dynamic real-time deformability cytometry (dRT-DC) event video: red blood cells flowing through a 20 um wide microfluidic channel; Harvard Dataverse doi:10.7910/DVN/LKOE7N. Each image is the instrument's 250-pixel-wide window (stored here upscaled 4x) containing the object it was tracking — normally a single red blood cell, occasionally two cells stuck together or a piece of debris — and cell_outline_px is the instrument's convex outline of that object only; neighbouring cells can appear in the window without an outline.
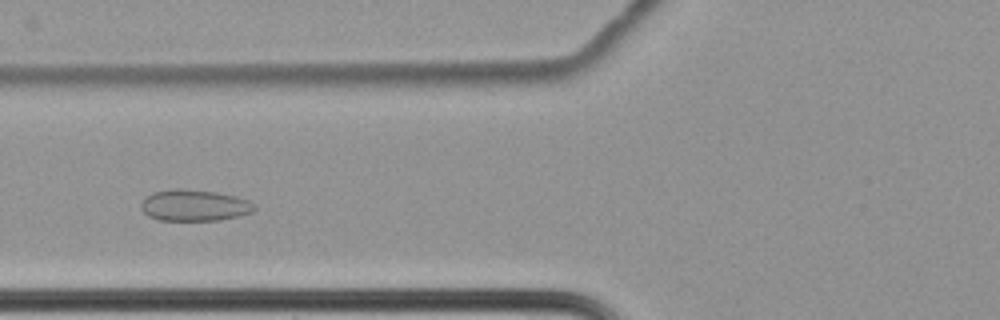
{"species": "common noctule bat (a hibernating species)", "species_latin": "Nyctalus noctula", "temperature_condition": "cold", "stored_images_in_passage": 60, "camera_frame_rate_fps": 3000, "um_per_image_px": 0.085, "animal": {"sex": "female", "body_mass_g": 22.7, "forearm_length_mm": 54.2}, "frame": {"image": 1, "passage_image": 23, "time_ms": 7.333, "image_size_px": [1000, 320], "cell_outline_px": [[256, 208], [252, 212], [240, 216], [220, 220], [160, 220], [148, 216], [140, 208], [140, 204], [152, 192], [176, 188], [180, 188], [216, 192], [236, 196], [248, 200]], "centroid_in_image_um": [16.52, 17.45], "position_along_channel_um": 109.3, "area_um2": 20.69}}
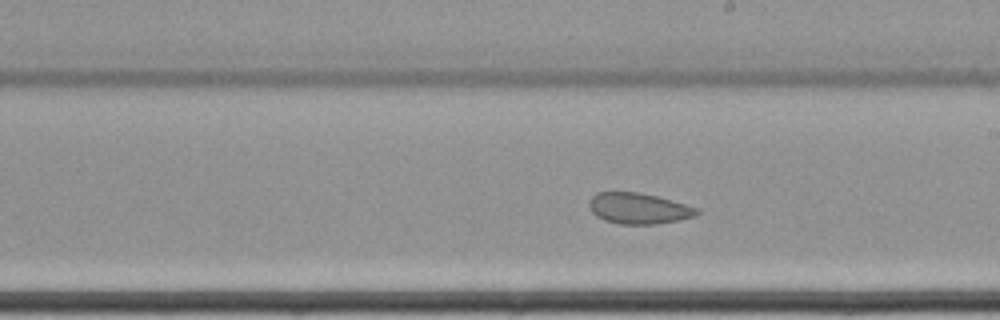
{"frame": {"image": 2, "passage_image": 34, "time_ms": 11.0, "image_size_px": [1000, 320], "cell_outline_px": [[700, 212], [696, 216], [680, 220], [656, 224], [620, 224], [604, 220], [596, 216], [592, 212], [588, 204], [592, 196], [596, 192], [640, 192], [656, 196], [700, 208]], "centroid_in_image_um": [54.3, 17.72], "position_along_channel_um": 234.7, "area_um2": 19.54}}
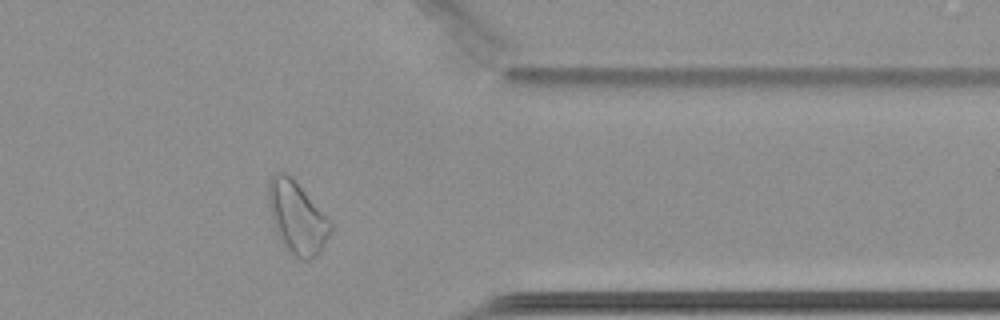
{"frame": {"image": 3, "passage_image": 48, "time_ms": 15.667, "image_size_px": [1000, 320], "cell_outline_px": [[332, 228], [320, 252], [316, 256], [308, 260], [300, 260], [280, 240], [276, 232], [272, 220], [268, 204], [268, 184], [272, 176], [276, 172], [284, 172], [332, 220]], "centroid_in_image_um": [25.25, 18.51], "position_along_channel_um": 386.1, "area_um2": 25.55}, "authors_computed_cell_mechanics": {"area_um2": 24.4494, "velocity_mm_per_s": 3.4265, "shape_relaxation_time_tau1_ms": null, "shape_relaxation_time_tau2_ms": 3.5425, "deformation_change_tau1": null, "deformation_change_tau2": 0.067}}